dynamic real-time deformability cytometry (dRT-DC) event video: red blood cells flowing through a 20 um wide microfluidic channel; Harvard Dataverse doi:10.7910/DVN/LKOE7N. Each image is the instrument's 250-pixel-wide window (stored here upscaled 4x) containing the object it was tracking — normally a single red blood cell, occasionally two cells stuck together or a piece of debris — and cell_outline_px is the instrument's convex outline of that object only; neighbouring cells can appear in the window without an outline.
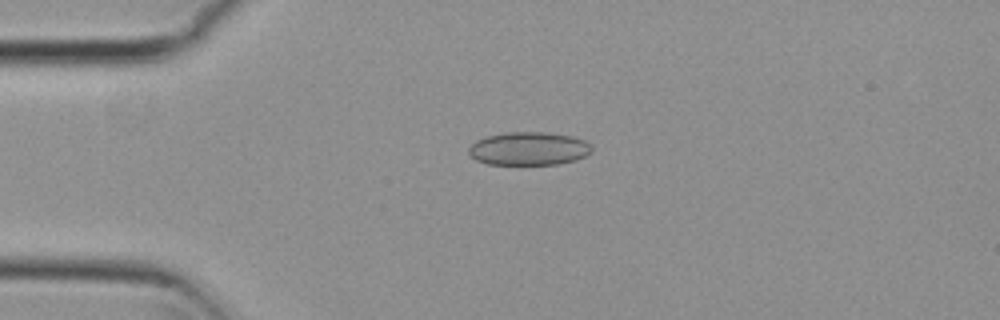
{"species": "common noctule bat (a hibernating species)", "species_latin": "Nyctalus noctula", "temperature_condition": "cold", "stored_images_in_passage": 3, "camera_frame_rate_fps": 3000, "um_per_image_px": 0.085, "animal": {"sex": "female", "body_mass_g": 29.2, "forearm_length_mm": 56.3}, "frame": {"image": 1, "passage_image": 1, "time_ms": 0.0, "image_size_px": [1000, 320], "cell_outline_px": [[592, 152], [576, 160], [556, 164], [488, 164], [476, 160], [468, 152], [468, 148], [476, 140], [488, 136], [508, 132], [544, 132], [572, 136], [584, 140], [592, 144]], "centroid_in_image_um": [44.97, 12.63], "position_along_channel_um": 40.0, "area_um2": 23.81}}